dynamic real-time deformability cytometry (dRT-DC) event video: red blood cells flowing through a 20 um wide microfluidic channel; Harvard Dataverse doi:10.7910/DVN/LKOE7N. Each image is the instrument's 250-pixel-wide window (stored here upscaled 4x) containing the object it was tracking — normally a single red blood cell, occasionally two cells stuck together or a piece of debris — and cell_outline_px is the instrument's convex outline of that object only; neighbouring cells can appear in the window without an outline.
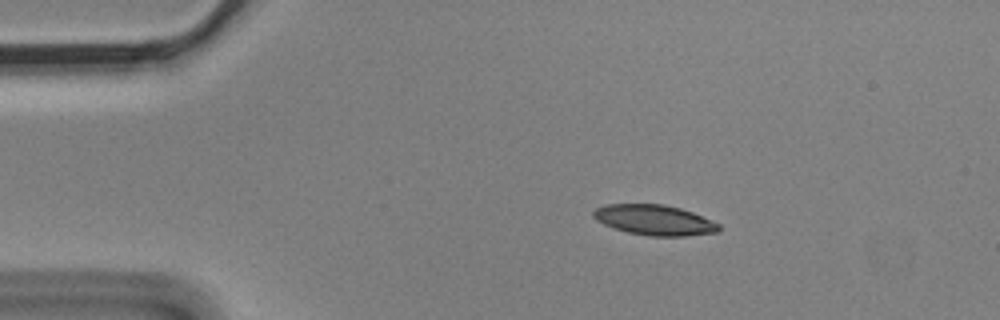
{"species": "Egyptian fruit bat (a non-hibernating species)", "species_latin": "Rousettus aegyptiacus", "temperature_condition": "cold", "stored_images_in_passage": 4, "camera_frame_rate_fps": 3000, "um_per_image_px": 0.085, "animal": {"sex": "male"}, "frame": {"image": 1, "passage_image": 2, "time_ms": 0.333, "image_size_px": [1000, 320], "cell_outline_px": [[720, 232], [684, 236], [648, 236], [628, 232], [604, 224], [596, 220], [592, 216], [592, 212], [596, 208], [608, 204], [664, 204], [680, 208], [692, 212], [720, 224]], "centroid_in_image_um": [55.64, 18.7], "position_along_channel_um": 29.4, "area_um2": 22.14}}
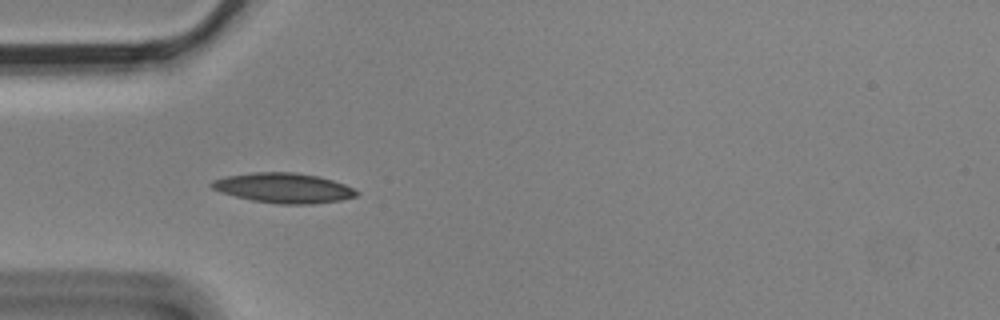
{"frame": {"image": 2, "passage_image": 4, "time_ms": 1.0, "image_size_px": [1000, 320], "cell_outline_px": [[360, 192], [356, 196], [340, 200], [312, 204], [280, 204], [252, 200], [220, 192], [212, 188], [208, 184], [212, 180], [224, 176], [256, 172], [296, 172], [320, 176], [344, 184]], "centroid_in_image_um": [24.09, 15.97], "position_along_channel_um": 60.9, "area_um2": 25.32}}